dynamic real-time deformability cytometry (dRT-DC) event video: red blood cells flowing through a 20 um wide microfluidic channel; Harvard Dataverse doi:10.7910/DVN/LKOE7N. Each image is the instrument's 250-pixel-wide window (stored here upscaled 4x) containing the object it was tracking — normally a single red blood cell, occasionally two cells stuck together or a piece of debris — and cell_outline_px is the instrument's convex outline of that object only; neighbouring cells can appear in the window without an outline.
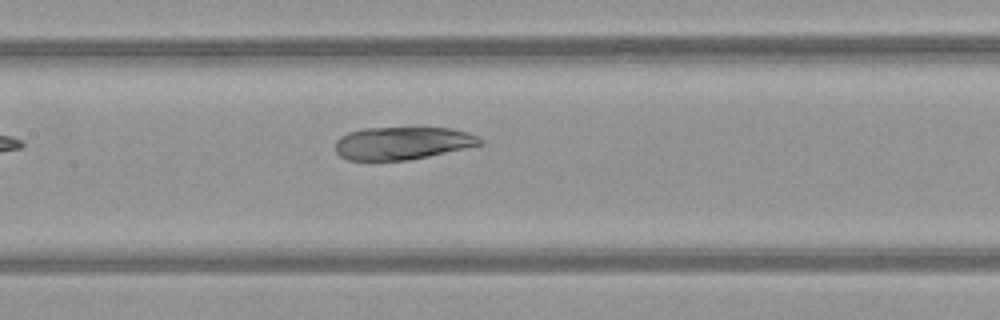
{"species": "common noctule bat (a hibernating species)", "species_latin": "Nyctalus noctula", "temperature_condition": "warm", "stored_images_in_passage": 6, "camera_frame_rate_fps": 3000, "um_per_image_px": 0.085, "animal": {"sex": "female", "body_mass_g": 21.9}, "frame": {"image": 1, "passage_image": 6, "time_ms": 1.667, "image_size_px": [1000, 320], "cell_outline_px": [[484, 144], [428, 156], [408, 160], [348, 160], [340, 156], [336, 152], [336, 140], [340, 136], [348, 132], [364, 128], [452, 128], [468, 132], [480, 136], [484, 140]], "centroid_in_image_um": [34.23, 12.16], "position_along_channel_um": 173.2, "area_um2": 27.69}}